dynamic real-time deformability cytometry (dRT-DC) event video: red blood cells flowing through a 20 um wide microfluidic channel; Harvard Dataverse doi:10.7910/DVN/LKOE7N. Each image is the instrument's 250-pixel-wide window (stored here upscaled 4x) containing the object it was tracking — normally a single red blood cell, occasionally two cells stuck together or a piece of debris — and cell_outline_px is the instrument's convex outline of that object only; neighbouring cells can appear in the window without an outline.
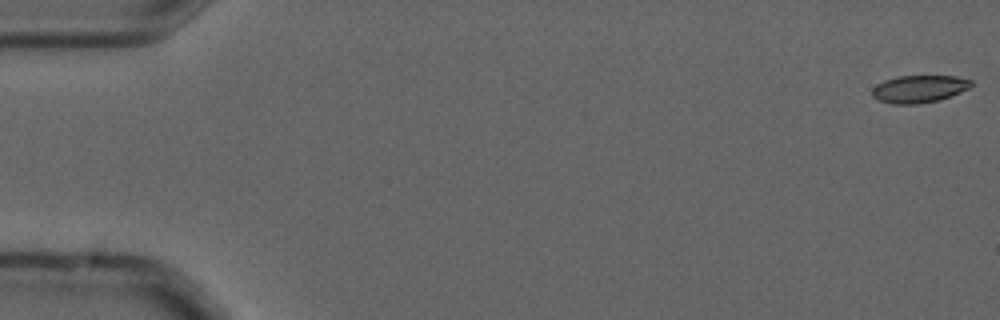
{"species": "common noctule bat (a hibernating species)", "species_latin": "Nyctalus noctula", "temperature_condition": "cold", "stored_images_in_passage": 7, "camera_frame_rate_fps": 3000, "um_per_image_px": 0.085, "animal": {"sex": "male", "forearm_length_mm": 52.5}, "frame": {"image": 1, "passage_image": 1, "time_ms": 0.0, "image_size_px": [1000, 320], "cell_outline_px": [[972, 84], [968, 88], [960, 92], [940, 100], [916, 104], [892, 104], [880, 100], [872, 96], [872, 88], [876, 84], [884, 80], [896, 76], [956, 76], [972, 80]], "centroid_in_image_um": [78.1, 7.55], "position_along_channel_um": 6.9, "area_um2": 15.84}}
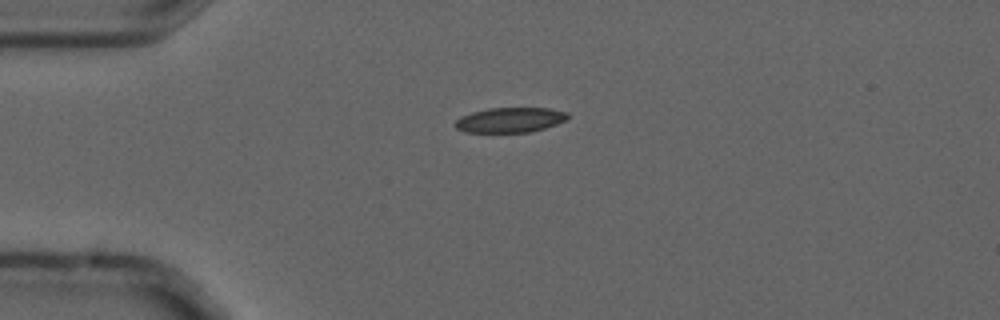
{"frame": {"image": 2, "passage_image": 5, "time_ms": 1.333, "image_size_px": [1000, 320], "cell_outline_px": [[568, 120], [544, 128], [528, 132], [464, 132], [456, 128], [452, 124], [460, 116], [472, 112], [488, 108], [548, 108], [568, 112]], "centroid_in_image_um": [43.33, 10.19], "position_along_channel_um": 41.7, "area_um2": 16.47}}
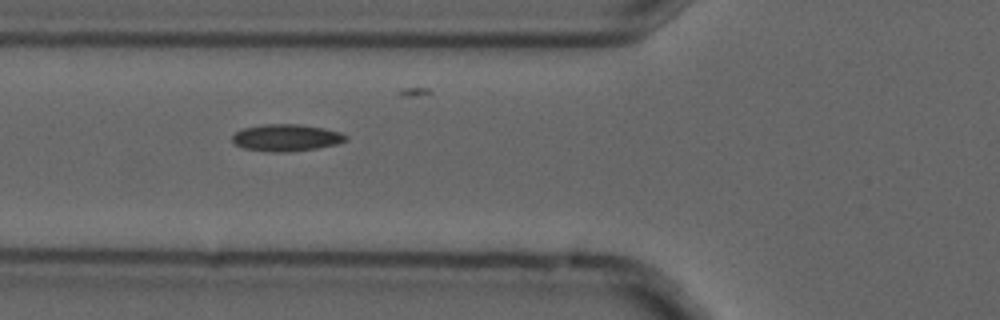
{"frame": {"image": 3, "passage_image": 7, "time_ms": 2.0, "image_size_px": [1000, 320], "cell_outline_px": [[348, 140], [340, 144], [316, 148], [288, 152], [268, 152], [244, 148], [236, 144], [232, 140], [232, 136], [236, 132], [244, 128], [264, 124], [296, 124], [324, 128], [340, 132], [348, 136]], "centroid_in_image_um": [24.37, 11.71], "position_along_channel_um": 101.4, "area_um2": 17.86}}